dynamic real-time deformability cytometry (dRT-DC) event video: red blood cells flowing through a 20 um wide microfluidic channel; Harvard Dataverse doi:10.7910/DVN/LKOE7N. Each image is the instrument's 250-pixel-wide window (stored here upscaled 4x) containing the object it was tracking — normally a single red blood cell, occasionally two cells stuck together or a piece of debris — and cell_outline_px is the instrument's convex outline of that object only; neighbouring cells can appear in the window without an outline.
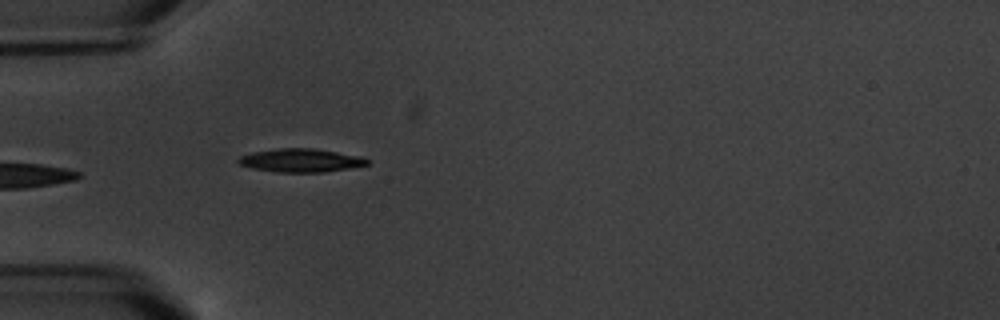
{"species": "common noctule bat (a hibernating species)", "species_latin": "Nyctalus noctula", "temperature_condition": "warm", "stored_images_in_passage": 6, "camera_frame_rate_fps": 3000, "um_per_image_px": 0.085, "animal": {"sex": "male", "body_mass_g": 20.1, "forearm_length_mm": 53.5}, "frame": {"image": 1, "passage_image": 6, "time_ms": 5.667, "image_size_px": [1000, 320], "cell_outline_px": [[368, 164], [348, 168], [324, 172], [276, 172], [252, 168], [240, 164], [236, 160], [240, 156], [252, 152], [280, 148], [312, 148], [360, 156], [368, 160]], "centroid_in_image_um": [25.52, 13.63], "position_along_channel_um": 59.5, "area_um2": 17.34}}